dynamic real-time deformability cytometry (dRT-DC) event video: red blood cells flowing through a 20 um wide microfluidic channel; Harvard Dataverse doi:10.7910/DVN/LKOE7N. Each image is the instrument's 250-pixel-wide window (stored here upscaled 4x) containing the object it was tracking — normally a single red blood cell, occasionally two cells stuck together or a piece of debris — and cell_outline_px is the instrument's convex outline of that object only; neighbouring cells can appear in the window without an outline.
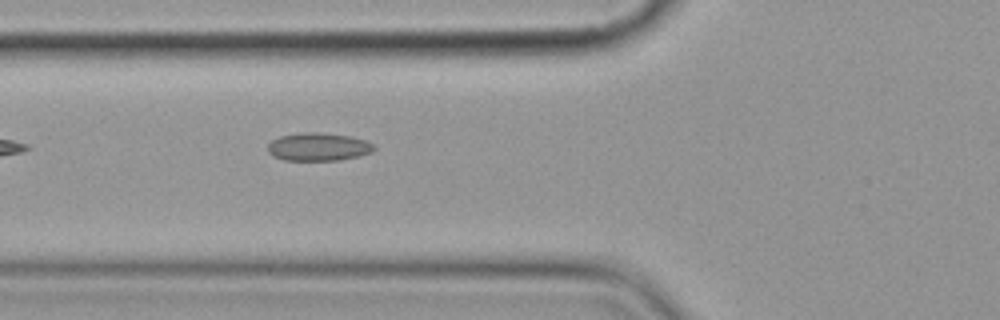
{"species": "common noctule bat (a hibernating species)", "species_latin": "Nyctalus noctula", "temperature_condition": "cold", "stored_images_in_passage": 7, "camera_frame_rate_fps": 3000, "um_per_image_px": 0.085, "animal": {"sex": "female", "body_mass_g": 19.9}, "frame": {"image": 1, "passage_image": 6, "time_ms": 6.667, "image_size_px": [1000, 320], "cell_outline_px": [[376, 148], [372, 152], [360, 156], [340, 160], [284, 160], [272, 156], [268, 152], [268, 144], [272, 140], [280, 136], [300, 132], [316, 132], [352, 136], [376, 144]], "centroid_in_image_um": [27.08, 12.48], "position_along_channel_um": 98.7, "area_um2": 17.57}}